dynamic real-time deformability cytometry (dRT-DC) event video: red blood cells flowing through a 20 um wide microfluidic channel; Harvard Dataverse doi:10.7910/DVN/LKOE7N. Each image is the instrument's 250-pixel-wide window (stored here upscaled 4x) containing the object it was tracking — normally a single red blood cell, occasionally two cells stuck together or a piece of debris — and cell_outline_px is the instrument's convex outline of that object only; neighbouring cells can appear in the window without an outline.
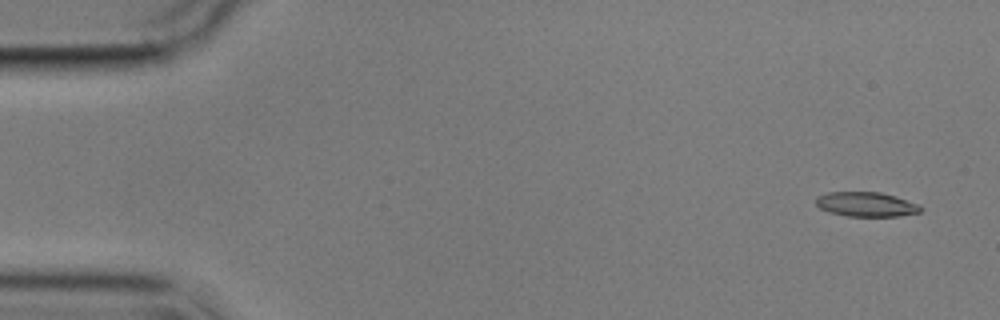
{"species": "common noctule bat (a hibernating species)", "species_latin": "Nyctalus noctula", "temperature_condition": "cold", "stored_images_in_passage": 5, "segment_of_instrument_passage": [1, 2], "camera_frame_rate_fps": 3000, "um_per_image_px": 0.085, "animal": {"sex": "male", "body_mass_g": 17.9}, "frame": {"image": 1, "passage_image": 1, "time_ms": 0.0, "image_size_px": [1000, 320], "cell_outline_px": [[920, 212], [900, 216], [848, 216], [828, 212], [820, 208], [816, 204], [816, 196], [828, 192], [880, 192], [896, 196], [920, 204]], "centroid_in_image_um": [73.62, 17.36], "position_along_channel_um": 11.4, "area_um2": 15.03}}